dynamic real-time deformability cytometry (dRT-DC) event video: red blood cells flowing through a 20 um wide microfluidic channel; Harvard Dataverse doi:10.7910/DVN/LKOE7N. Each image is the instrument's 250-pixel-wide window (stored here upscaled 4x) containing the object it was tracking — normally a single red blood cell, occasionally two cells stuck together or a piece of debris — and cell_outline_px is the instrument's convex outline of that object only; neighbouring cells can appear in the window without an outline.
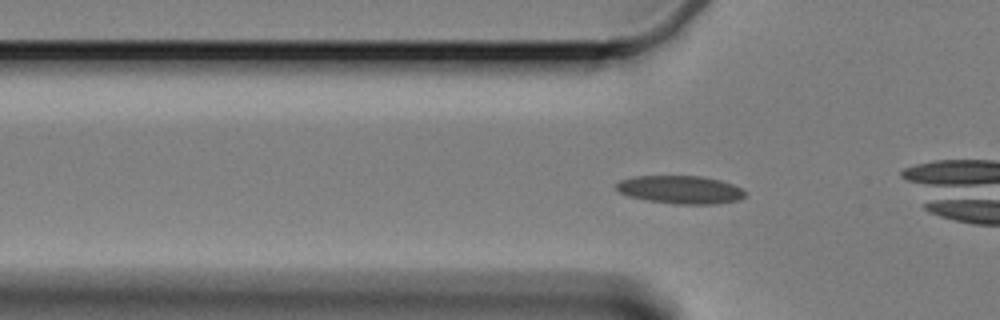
{"species": "Egyptian fruit bat (a non-hibernating species)", "species_latin": "Rousettus aegyptiacus", "temperature_condition": "cold", "stored_images_in_passage": 50, "camera_frame_rate_fps": 3000, "um_per_image_px": 0.085, "animal": {"sex": "female"}, "frame": {"image": 1, "passage_image": 8, "time_ms": 2.333, "image_size_px": [1000, 320], "cell_outline_px": [[744, 196], [740, 200], [716, 204], [676, 204], [648, 200], [628, 196], [620, 192], [616, 188], [616, 184], [620, 180], [632, 176], [700, 176], [720, 180], [732, 184], [740, 188], [744, 192]], "centroid_in_image_um": [57.82, 16.12], "position_along_channel_um": 68.0, "area_um2": 20.98}}
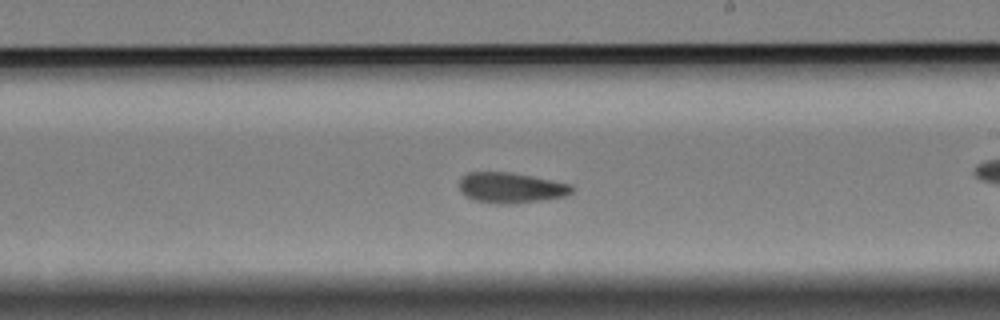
{"frame": {"image": 2, "passage_image": 24, "time_ms": 7.667, "image_size_px": [1000, 320], "cell_outline_px": [[576, 188], [572, 192], [564, 196], [540, 200], [512, 204], [496, 204], [476, 200], [460, 192], [460, 180], [468, 172], [508, 172], [532, 176], [572, 184]], "centroid_in_image_um": [43.46, 15.96], "position_along_channel_um": 245.5, "area_um2": 19.88}}
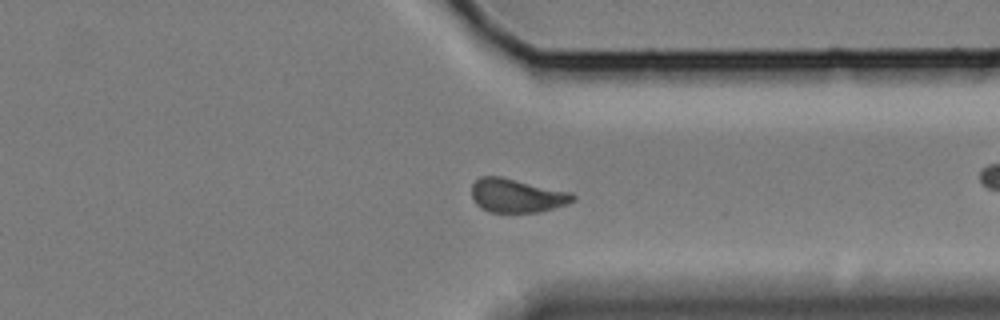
{"frame": {"image": 3, "passage_image": 35, "time_ms": 11.333, "image_size_px": [1000, 320], "cell_outline_px": [[576, 200], [568, 204], [540, 212], [488, 212], [480, 208], [476, 204], [472, 196], [472, 184], [480, 176], [500, 176], [572, 192], [576, 196]], "centroid_in_image_um": [43.95, 16.63], "position_along_channel_um": 367.5, "area_um2": 20.11}, "authors_computed_cell_mechanics": {"area_um2": 19.5364, "velocity_mm_per_s": 3.3232, "shape_relaxation_time_tau1_ms": 7.6938, "shape_relaxation_time_tau2_ms": 3.3182, "deformation_change_tau1": 0.1508, "deformation_change_tau2": 0.0922}}